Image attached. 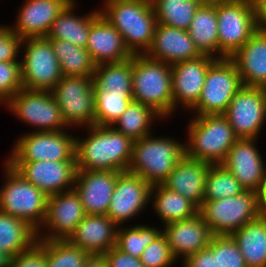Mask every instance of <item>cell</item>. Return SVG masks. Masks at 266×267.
<instances>
[{
	"label": "cell",
	"instance_id": "cell-29",
	"mask_svg": "<svg viewBox=\"0 0 266 267\" xmlns=\"http://www.w3.org/2000/svg\"><path fill=\"white\" fill-rule=\"evenodd\" d=\"M151 200L152 209L155 210L163 226L198 214L199 208L194 203L163 184L152 186Z\"/></svg>",
	"mask_w": 266,
	"mask_h": 267
},
{
	"label": "cell",
	"instance_id": "cell-44",
	"mask_svg": "<svg viewBox=\"0 0 266 267\" xmlns=\"http://www.w3.org/2000/svg\"><path fill=\"white\" fill-rule=\"evenodd\" d=\"M23 39L9 25H0V62H20ZM19 58V59H18Z\"/></svg>",
	"mask_w": 266,
	"mask_h": 267
},
{
	"label": "cell",
	"instance_id": "cell-17",
	"mask_svg": "<svg viewBox=\"0 0 266 267\" xmlns=\"http://www.w3.org/2000/svg\"><path fill=\"white\" fill-rule=\"evenodd\" d=\"M27 181L47 196L73 189L76 161L8 162Z\"/></svg>",
	"mask_w": 266,
	"mask_h": 267
},
{
	"label": "cell",
	"instance_id": "cell-18",
	"mask_svg": "<svg viewBox=\"0 0 266 267\" xmlns=\"http://www.w3.org/2000/svg\"><path fill=\"white\" fill-rule=\"evenodd\" d=\"M215 60L212 56L201 55L171 65L173 114L181 107L190 113L200 98L209 66Z\"/></svg>",
	"mask_w": 266,
	"mask_h": 267
},
{
	"label": "cell",
	"instance_id": "cell-1",
	"mask_svg": "<svg viewBox=\"0 0 266 267\" xmlns=\"http://www.w3.org/2000/svg\"><path fill=\"white\" fill-rule=\"evenodd\" d=\"M87 135L76 136L78 170L125 172L132 159L133 142L113 126L83 127ZM85 137V138H84Z\"/></svg>",
	"mask_w": 266,
	"mask_h": 267
},
{
	"label": "cell",
	"instance_id": "cell-33",
	"mask_svg": "<svg viewBox=\"0 0 266 267\" xmlns=\"http://www.w3.org/2000/svg\"><path fill=\"white\" fill-rule=\"evenodd\" d=\"M157 120L163 118L151 107L132 100L112 126L132 141H137L153 133L151 127Z\"/></svg>",
	"mask_w": 266,
	"mask_h": 267
},
{
	"label": "cell",
	"instance_id": "cell-24",
	"mask_svg": "<svg viewBox=\"0 0 266 267\" xmlns=\"http://www.w3.org/2000/svg\"><path fill=\"white\" fill-rule=\"evenodd\" d=\"M145 55L151 59L174 65L198 58L202 54L187 30L157 23L152 44Z\"/></svg>",
	"mask_w": 266,
	"mask_h": 267
},
{
	"label": "cell",
	"instance_id": "cell-31",
	"mask_svg": "<svg viewBox=\"0 0 266 267\" xmlns=\"http://www.w3.org/2000/svg\"><path fill=\"white\" fill-rule=\"evenodd\" d=\"M247 267H266V218L258 217L232 234Z\"/></svg>",
	"mask_w": 266,
	"mask_h": 267
},
{
	"label": "cell",
	"instance_id": "cell-5",
	"mask_svg": "<svg viewBox=\"0 0 266 267\" xmlns=\"http://www.w3.org/2000/svg\"><path fill=\"white\" fill-rule=\"evenodd\" d=\"M132 100L151 107L163 119L173 117L171 65L133 55Z\"/></svg>",
	"mask_w": 266,
	"mask_h": 267
},
{
	"label": "cell",
	"instance_id": "cell-19",
	"mask_svg": "<svg viewBox=\"0 0 266 267\" xmlns=\"http://www.w3.org/2000/svg\"><path fill=\"white\" fill-rule=\"evenodd\" d=\"M85 48L95 65L121 62L133 56L121 34L100 13L99 8L90 11V30Z\"/></svg>",
	"mask_w": 266,
	"mask_h": 267
},
{
	"label": "cell",
	"instance_id": "cell-47",
	"mask_svg": "<svg viewBox=\"0 0 266 267\" xmlns=\"http://www.w3.org/2000/svg\"><path fill=\"white\" fill-rule=\"evenodd\" d=\"M107 267H145L140 258L123 253L115 246L103 255Z\"/></svg>",
	"mask_w": 266,
	"mask_h": 267
},
{
	"label": "cell",
	"instance_id": "cell-40",
	"mask_svg": "<svg viewBox=\"0 0 266 267\" xmlns=\"http://www.w3.org/2000/svg\"><path fill=\"white\" fill-rule=\"evenodd\" d=\"M243 191L240 182L223 164H211L206 175L204 201L232 197Z\"/></svg>",
	"mask_w": 266,
	"mask_h": 267
},
{
	"label": "cell",
	"instance_id": "cell-52",
	"mask_svg": "<svg viewBox=\"0 0 266 267\" xmlns=\"http://www.w3.org/2000/svg\"><path fill=\"white\" fill-rule=\"evenodd\" d=\"M257 195H266V174L261 182L259 190L257 191Z\"/></svg>",
	"mask_w": 266,
	"mask_h": 267
},
{
	"label": "cell",
	"instance_id": "cell-9",
	"mask_svg": "<svg viewBox=\"0 0 266 267\" xmlns=\"http://www.w3.org/2000/svg\"><path fill=\"white\" fill-rule=\"evenodd\" d=\"M198 213L213 235H232L259 217L257 192L245 190L232 197L204 201Z\"/></svg>",
	"mask_w": 266,
	"mask_h": 267
},
{
	"label": "cell",
	"instance_id": "cell-27",
	"mask_svg": "<svg viewBox=\"0 0 266 267\" xmlns=\"http://www.w3.org/2000/svg\"><path fill=\"white\" fill-rule=\"evenodd\" d=\"M210 166L211 163L184 156L163 185L187 198L199 208L204 202L205 181Z\"/></svg>",
	"mask_w": 266,
	"mask_h": 267
},
{
	"label": "cell",
	"instance_id": "cell-43",
	"mask_svg": "<svg viewBox=\"0 0 266 267\" xmlns=\"http://www.w3.org/2000/svg\"><path fill=\"white\" fill-rule=\"evenodd\" d=\"M217 263L219 267H247L232 235H217Z\"/></svg>",
	"mask_w": 266,
	"mask_h": 267
},
{
	"label": "cell",
	"instance_id": "cell-6",
	"mask_svg": "<svg viewBox=\"0 0 266 267\" xmlns=\"http://www.w3.org/2000/svg\"><path fill=\"white\" fill-rule=\"evenodd\" d=\"M2 164L4 183L0 186V211L25 221L38 232L46 218L48 196L5 159Z\"/></svg>",
	"mask_w": 266,
	"mask_h": 267
},
{
	"label": "cell",
	"instance_id": "cell-26",
	"mask_svg": "<svg viewBox=\"0 0 266 267\" xmlns=\"http://www.w3.org/2000/svg\"><path fill=\"white\" fill-rule=\"evenodd\" d=\"M230 59L244 86L266 87V32L256 33Z\"/></svg>",
	"mask_w": 266,
	"mask_h": 267
},
{
	"label": "cell",
	"instance_id": "cell-46",
	"mask_svg": "<svg viewBox=\"0 0 266 267\" xmlns=\"http://www.w3.org/2000/svg\"><path fill=\"white\" fill-rule=\"evenodd\" d=\"M11 267H46L45 250L36 243L28 251L12 258Z\"/></svg>",
	"mask_w": 266,
	"mask_h": 267
},
{
	"label": "cell",
	"instance_id": "cell-54",
	"mask_svg": "<svg viewBox=\"0 0 266 267\" xmlns=\"http://www.w3.org/2000/svg\"><path fill=\"white\" fill-rule=\"evenodd\" d=\"M264 94H265V104H266V87L263 88Z\"/></svg>",
	"mask_w": 266,
	"mask_h": 267
},
{
	"label": "cell",
	"instance_id": "cell-41",
	"mask_svg": "<svg viewBox=\"0 0 266 267\" xmlns=\"http://www.w3.org/2000/svg\"><path fill=\"white\" fill-rule=\"evenodd\" d=\"M140 261L145 267H172L177 263L163 232L150 245L145 247Z\"/></svg>",
	"mask_w": 266,
	"mask_h": 267
},
{
	"label": "cell",
	"instance_id": "cell-28",
	"mask_svg": "<svg viewBox=\"0 0 266 267\" xmlns=\"http://www.w3.org/2000/svg\"><path fill=\"white\" fill-rule=\"evenodd\" d=\"M187 31L202 55L219 59L216 2H203L194 14Z\"/></svg>",
	"mask_w": 266,
	"mask_h": 267
},
{
	"label": "cell",
	"instance_id": "cell-16",
	"mask_svg": "<svg viewBox=\"0 0 266 267\" xmlns=\"http://www.w3.org/2000/svg\"><path fill=\"white\" fill-rule=\"evenodd\" d=\"M152 186L139 175L125 171L117 176L107 216L117 225H126L151 203ZM147 206V207H146Z\"/></svg>",
	"mask_w": 266,
	"mask_h": 267
},
{
	"label": "cell",
	"instance_id": "cell-21",
	"mask_svg": "<svg viewBox=\"0 0 266 267\" xmlns=\"http://www.w3.org/2000/svg\"><path fill=\"white\" fill-rule=\"evenodd\" d=\"M72 0H25L10 25L22 39L46 37L53 21Z\"/></svg>",
	"mask_w": 266,
	"mask_h": 267
},
{
	"label": "cell",
	"instance_id": "cell-32",
	"mask_svg": "<svg viewBox=\"0 0 266 267\" xmlns=\"http://www.w3.org/2000/svg\"><path fill=\"white\" fill-rule=\"evenodd\" d=\"M37 231L25 221L0 211V250L15 258L37 243Z\"/></svg>",
	"mask_w": 266,
	"mask_h": 267
},
{
	"label": "cell",
	"instance_id": "cell-8",
	"mask_svg": "<svg viewBox=\"0 0 266 267\" xmlns=\"http://www.w3.org/2000/svg\"><path fill=\"white\" fill-rule=\"evenodd\" d=\"M219 58H230L258 30L251 0L216 1Z\"/></svg>",
	"mask_w": 266,
	"mask_h": 267
},
{
	"label": "cell",
	"instance_id": "cell-38",
	"mask_svg": "<svg viewBox=\"0 0 266 267\" xmlns=\"http://www.w3.org/2000/svg\"><path fill=\"white\" fill-rule=\"evenodd\" d=\"M37 243L45 250L46 267H82L89 254L68 240H41Z\"/></svg>",
	"mask_w": 266,
	"mask_h": 267
},
{
	"label": "cell",
	"instance_id": "cell-51",
	"mask_svg": "<svg viewBox=\"0 0 266 267\" xmlns=\"http://www.w3.org/2000/svg\"><path fill=\"white\" fill-rule=\"evenodd\" d=\"M12 257L0 250V267H11Z\"/></svg>",
	"mask_w": 266,
	"mask_h": 267
},
{
	"label": "cell",
	"instance_id": "cell-22",
	"mask_svg": "<svg viewBox=\"0 0 266 267\" xmlns=\"http://www.w3.org/2000/svg\"><path fill=\"white\" fill-rule=\"evenodd\" d=\"M121 172L77 170L75 186L86 215H106Z\"/></svg>",
	"mask_w": 266,
	"mask_h": 267
},
{
	"label": "cell",
	"instance_id": "cell-4",
	"mask_svg": "<svg viewBox=\"0 0 266 267\" xmlns=\"http://www.w3.org/2000/svg\"><path fill=\"white\" fill-rule=\"evenodd\" d=\"M185 156V143L152 133L133 142L128 172L139 175L151 186L163 184Z\"/></svg>",
	"mask_w": 266,
	"mask_h": 267
},
{
	"label": "cell",
	"instance_id": "cell-35",
	"mask_svg": "<svg viewBox=\"0 0 266 267\" xmlns=\"http://www.w3.org/2000/svg\"><path fill=\"white\" fill-rule=\"evenodd\" d=\"M133 56L125 61L99 64L93 74V88L109 93L132 94Z\"/></svg>",
	"mask_w": 266,
	"mask_h": 267
},
{
	"label": "cell",
	"instance_id": "cell-45",
	"mask_svg": "<svg viewBox=\"0 0 266 267\" xmlns=\"http://www.w3.org/2000/svg\"><path fill=\"white\" fill-rule=\"evenodd\" d=\"M182 267H219L217 263V235H213L208 247L187 257Z\"/></svg>",
	"mask_w": 266,
	"mask_h": 267
},
{
	"label": "cell",
	"instance_id": "cell-14",
	"mask_svg": "<svg viewBox=\"0 0 266 267\" xmlns=\"http://www.w3.org/2000/svg\"><path fill=\"white\" fill-rule=\"evenodd\" d=\"M238 138L259 139L266 123L263 88L243 86L223 114Z\"/></svg>",
	"mask_w": 266,
	"mask_h": 267
},
{
	"label": "cell",
	"instance_id": "cell-37",
	"mask_svg": "<svg viewBox=\"0 0 266 267\" xmlns=\"http://www.w3.org/2000/svg\"><path fill=\"white\" fill-rule=\"evenodd\" d=\"M130 225L118 226L115 247L123 253L140 258L145 247L163 232V226L157 228L149 224Z\"/></svg>",
	"mask_w": 266,
	"mask_h": 267
},
{
	"label": "cell",
	"instance_id": "cell-30",
	"mask_svg": "<svg viewBox=\"0 0 266 267\" xmlns=\"http://www.w3.org/2000/svg\"><path fill=\"white\" fill-rule=\"evenodd\" d=\"M76 0H72L53 21L47 39H60L85 48L90 30V12L78 16ZM75 11V12H74Z\"/></svg>",
	"mask_w": 266,
	"mask_h": 267
},
{
	"label": "cell",
	"instance_id": "cell-15",
	"mask_svg": "<svg viewBox=\"0 0 266 267\" xmlns=\"http://www.w3.org/2000/svg\"><path fill=\"white\" fill-rule=\"evenodd\" d=\"M85 215L80 197L74 188L48 196L46 218L37 232L38 239L67 240Z\"/></svg>",
	"mask_w": 266,
	"mask_h": 267
},
{
	"label": "cell",
	"instance_id": "cell-25",
	"mask_svg": "<svg viewBox=\"0 0 266 267\" xmlns=\"http://www.w3.org/2000/svg\"><path fill=\"white\" fill-rule=\"evenodd\" d=\"M117 229L107 215H85L67 240L89 255H104L115 246Z\"/></svg>",
	"mask_w": 266,
	"mask_h": 267
},
{
	"label": "cell",
	"instance_id": "cell-11",
	"mask_svg": "<svg viewBox=\"0 0 266 267\" xmlns=\"http://www.w3.org/2000/svg\"><path fill=\"white\" fill-rule=\"evenodd\" d=\"M21 53L23 87L51 91L63 75L50 41L46 37L25 38L21 44Z\"/></svg>",
	"mask_w": 266,
	"mask_h": 267
},
{
	"label": "cell",
	"instance_id": "cell-13",
	"mask_svg": "<svg viewBox=\"0 0 266 267\" xmlns=\"http://www.w3.org/2000/svg\"><path fill=\"white\" fill-rule=\"evenodd\" d=\"M51 93L57 101L64 122L70 129L94 125L93 77L62 76Z\"/></svg>",
	"mask_w": 266,
	"mask_h": 267
},
{
	"label": "cell",
	"instance_id": "cell-10",
	"mask_svg": "<svg viewBox=\"0 0 266 267\" xmlns=\"http://www.w3.org/2000/svg\"><path fill=\"white\" fill-rule=\"evenodd\" d=\"M243 86L234 62L230 58L216 59L209 66L200 98L190 115L224 114Z\"/></svg>",
	"mask_w": 266,
	"mask_h": 267
},
{
	"label": "cell",
	"instance_id": "cell-53",
	"mask_svg": "<svg viewBox=\"0 0 266 267\" xmlns=\"http://www.w3.org/2000/svg\"><path fill=\"white\" fill-rule=\"evenodd\" d=\"M203 2H216V1H224V0H202Z\"/></svg>",
	"mask_w": 266,
	"mask_h": 267
},
{
	"label": "cell",
	"instance_id": "cell-3",
	"mask_svg": "<svg viewBox=\"0 0 266 267\" xmlns=\"http://www.w3.org/2000/svg\"><path fill=\"white\" fill-rule=\"evenodd\" d=\"M185 156L211 164H222L239 139L223 114L190 117Z\"/></svg>",
	"mask_w": 266,
	"mask_h": 267
},
{
	"label": "cell",
	"instance_id": "cell-12",
	"mask_svg": "<svg viewBox=\"0 0 266 267\" xmlns=\"http://www.w3.org/2000/svg\"><path fill=\"white\" fill-rule=\"evenodd\" d=\"M11 115L33 127L36 132L69 129L51 91L22 88L4 105ZM36 128V130H35Z\"/></svg>",
	"mask_w": 266,
	"mask_h": 267
},
{
	"label": "cell",
	"instance_id": "cell-42",
	"mask_svg": "<svg viewBox=\"0 0 266 267\" xmlns=\"http://www.w3.org/2000/svg\"><path fill=\"white\" fill-rule=\"evenodd\" d=\"M22 88L21 62H0V106Z\"/></svg>",
	"mask_w": 266,
	"mask_h": 267
},
{
	"label": "cell",
	"instance_id": "cell-20",
	"mask_svg": "<svg viewBox=\"0 0 266 267\" xmlns=\"http://www.w3.org/2000/svg\"><path fill=\"white\" fill-rule=\"evenodd\" d=\"M257 143L258 139L239 138L222 163L240 182L244 190L254 192L259 190L266 174V160L263 159Z\"/></svg>",
	"mask_w": 266,
	"mask_h": 267
},
{
	"label": "cell",
	"instance_id": "cell-39",
	"mask_svg": "<svg viewBox=\"0 0 266 267\" xmlns=\"http://www.w3.org/2000/svg\"><path fill=\"white\" fill-rule=\"evenodd\" d=\"M94 125L112 126L132 101V94L109 93L106 89H94Z\"/></svg>",
	"mask_w": 266,
	"mask_h": 267
},
{
	"label": "cell",
	"instance_id": "cell-23",
	"mask_svg": "<svg viewBox=\"0 0 266 267\" xmlns=\"http://www.w3.org/2000/svg\"><path fill=\"white\" fill-rule=\"evenodd\" d=\"M163 233L178 262L208 247L213 236L199 213L189 219L166 224Z\"/></svg>",
	"mask_w": 266,
	"mask_h": 267
},
{
	"label": "cell",
	"instance_id": "cell-36",
	"mask_svg": "<svg viewBox=\"0 0 266 267\" xmlns=\"http://www.w3.org/2000/svg\"><path fill=\"white\" fill-rule=\"evenodd\" d=\"M157 23L188 30L202 0H151Z\"/></svg>",
	"mask_w": 266,
	"mask_h": 267
},
{
	"label": "cell",
	"instance_id": "cell-49",
	"mask_svg": "<svg viewBox=\"0 0 266 267\" xmlns=\"http://www.w3.org/2000/svg\"><path fill=\"white\" fill-rule=\"evenodd\" d=\"M82 267H107L103 255H89Z\"/></svg>",
	"mask_w": 266,
	"mask_h": 267
},
{
	"label": "cell",
	"instance_id": "cell-48",
	"mask_svg": "<svg viewBox=\"0 0 266 267\" xmlns=\"http://www.w3.org/2000/svg\"><path fill=\"white\" fill-rule=\"evenodd\" d=\"M257 29L266 32V0H253Z\"/></svg>",
	"mask_w": 266,
	"mask_h": 267
},
{
	"label": "cell",
	"instance_id": "cell-34",
	"mask_svg": "<svg viewBox=\"0 0 266 267\" xmlns=\"http://www.w3.org/2000/svg\"><path fill=\"white\" fill-rule=\"evenodd\" d=\"M60 63L63 76L93 77L96 65L86 48L77 47L71 42L48 39Z\"/></svg>",
	"mask_w": 266,
	"mask_h": 267
},
{
	"label": "cell",
	"instance_id": "cell-7",
	"mask_svg": "<svg viewBox=\"0 0 266 267\" xmlns=\"http://www.w3.org/2000/svg\"><path fill=\"white\" fill-rule=\"evenodd\" d=\"M68 130L23 133L14 141L5 161H76V135Z\"/></svg>",
	"mask_w": 266,
	"mask_h": 267
},
{
	"label": "cell",
	"instance_id": "cell-50",
	"mask_svg": "<svg viewBox=\"0 0 266 267\" xmlns=\"http://www.w3.org/2000/svg\"><path fill=\"white\" fill-rule=\"evenodd\" d=\"M259 217L266 218V195H257Z\"/></svg>",
	"mask_w": 266,
	"mask_h": 267
},
{
	"label": "cell",
	"instance_id": "cell-2",
	"mask_svg": "<svg viewBox=\"0 0 266 267\" xmlns=\"http://www.w3.org/2000/svg\"><path fill=\"white\" fill-rule=\"evenodd\" d=\"M99 11L121 34L132 55L146 54L157 24L151 0H103Z\"/></svg>",
	"mask_w": 266,
	"mask_h": 267
}]
</instances>
